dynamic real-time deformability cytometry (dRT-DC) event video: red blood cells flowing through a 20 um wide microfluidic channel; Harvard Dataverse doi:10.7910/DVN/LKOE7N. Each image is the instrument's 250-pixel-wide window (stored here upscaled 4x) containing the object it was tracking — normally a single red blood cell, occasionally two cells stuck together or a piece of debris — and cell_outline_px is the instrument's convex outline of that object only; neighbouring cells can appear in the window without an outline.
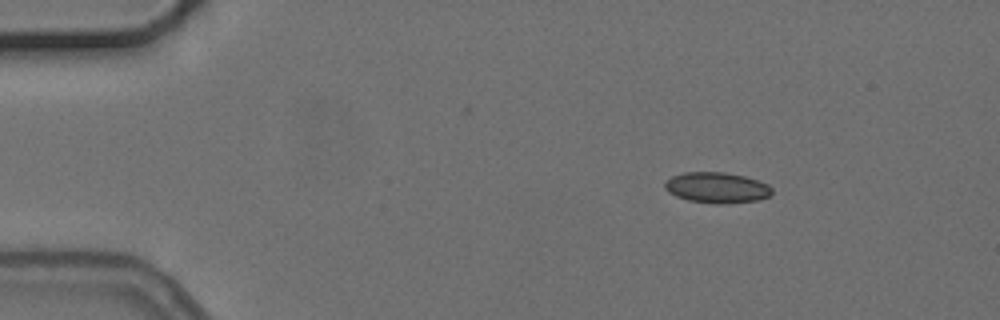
{"species": "common noctule bat (a hibernating species)", "species_latin": "Nyctalus noctula", "temperature_condition": "cold", "stored_images_in_passage": 5, "camera_frame_rate_fps": 3000, "um_per_image_px": 0.085, "animal": {"sex": "female", "body_mass_g": 24.6, "forearm_length_mm": 56.2}, "frame": {"image": 1, "passage_image": 2, "time_ms": 1.333, "image_size_px": [1000, 320], "cell_outline_px": [[772, 192], [768, 196], [760, 200], [724, 204], [716, 204], [688, 200], [676, 196], [668, 192], [664, 188], [664, 180], [672, 176], [684, 172], [724, 172], [744, 176], [768, 184], [772, 188]], "centroid_in_image_um": [60.9, 15.95], "position_along_channel_um": 24.1, "area_um2": 19.31}}
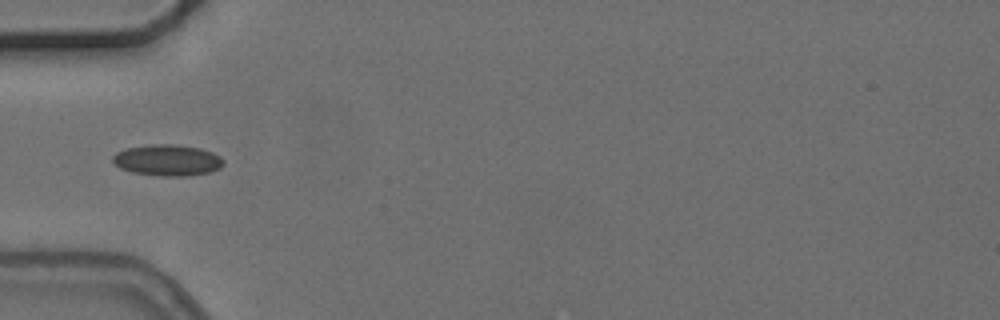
{"frame": {"image": 2, "passage_image": 5, "time_ms": 4.667, "image_size_px": [1000, 320], "cell_outline_px": [[224, 164], [220, 168], [208, 172], [188, 176], [160, 176], [132, 172], [120, 168], [112, 160], [112, 156], [116, 152], [128, 148], [152, 144], [172, 144], [200, 148], [212, 152], [220, 156], [224, 160]], "centroid_in_image_um": [14.25, 13.62], "position_along_channel_um": 70.8, "area_um2": 20.11}}